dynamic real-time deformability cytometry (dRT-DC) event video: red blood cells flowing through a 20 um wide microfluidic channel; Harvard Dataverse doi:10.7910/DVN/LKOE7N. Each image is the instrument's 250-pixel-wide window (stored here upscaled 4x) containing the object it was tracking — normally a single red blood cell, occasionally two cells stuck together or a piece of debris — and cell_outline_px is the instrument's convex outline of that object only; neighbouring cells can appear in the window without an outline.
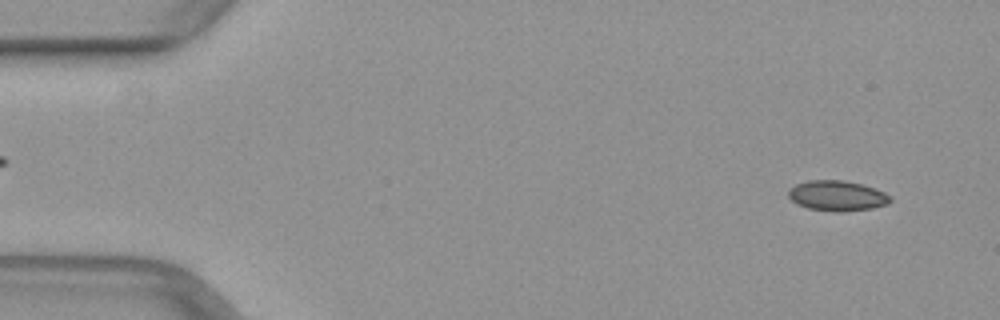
{"species": "common noctule bat (a hibernating species)", "species_latin": "Nyctalus noctula", "temperature_condition": "warm", "stored_images_in_passage": 47, "camera_frame_rate_fps": 3000, "um_per_image_px": 0.085, "animal": {"sex": "female", "body_mass_g": 29.2, "forearm_length_mm": 56.3}, "frame": {"image": 1, "passage_image": 3, "time_ms": 0.667, "image_size_px": [1000, 320], "cell_outline_px": [[892, 200], [888, 204], [872, 208], [836, 212], [808, 208], [796, 204], [788, 196], [788, 188], [796, 184], [808, 180], [844, 180], [860, 184], [884, 192], [892, 196]], "centroid_in_image_um": [71.13, 16.63], "position_along_channel_um": 13.9, "area_um2": 17.98}}
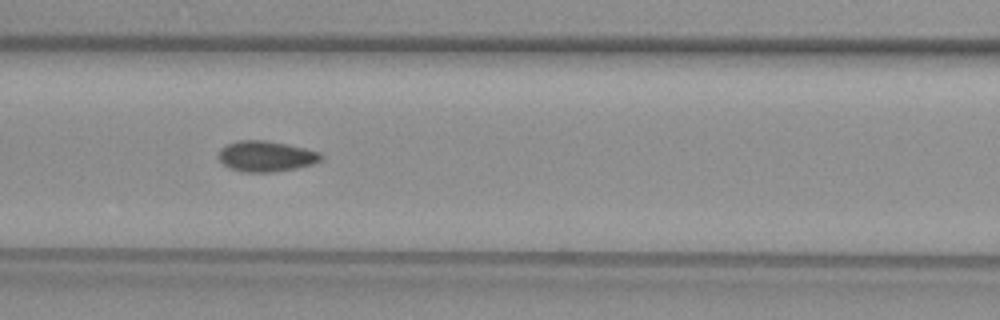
{"frame": {"image": 2, "passage_image": 21, "time_ms": 6.667, "image_size_px": [1000, 320], "cell_outline_px": [[324, 156], [320, 160], [312, 164], [296, 168], [272, 172], [240, 172], [228, 168], [216, 156], [220, 148], [228, 144], [240, 140], [264, 140], [288, 144], [320, 152]], "centroid_in_image_um": [22.58, 13.28], "position_along_channel_um": 144.0, "area_um2": 18.44}}
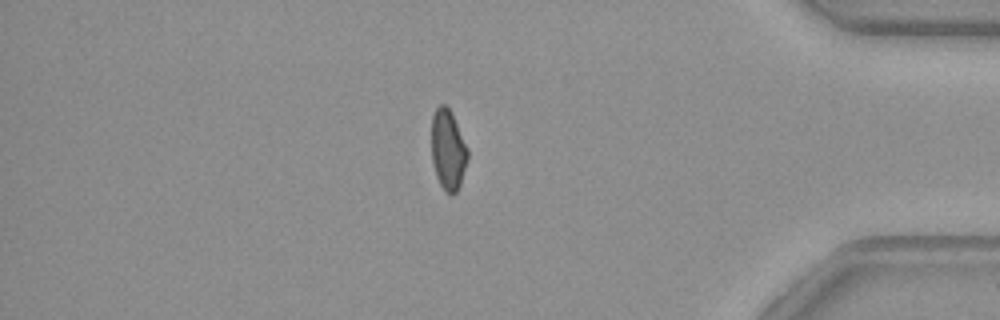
{"frame": {"image": 3, "passage_image": 42, "time_ms": 13.667, "image_size_px": [1000, 320], "cell_outline_px": [[468, 160], [460, 184], [456, 192], [452, 196], [444, 192], [436, 176], [432, 164], [432, 116], [436, 108], [440, 104], [444, 104], [452, 112], [468, 148]], "centroid_in_image_um": [38.08, 12.75], "position_along_channel_um": 397.1, "area_um2": 17.17}}